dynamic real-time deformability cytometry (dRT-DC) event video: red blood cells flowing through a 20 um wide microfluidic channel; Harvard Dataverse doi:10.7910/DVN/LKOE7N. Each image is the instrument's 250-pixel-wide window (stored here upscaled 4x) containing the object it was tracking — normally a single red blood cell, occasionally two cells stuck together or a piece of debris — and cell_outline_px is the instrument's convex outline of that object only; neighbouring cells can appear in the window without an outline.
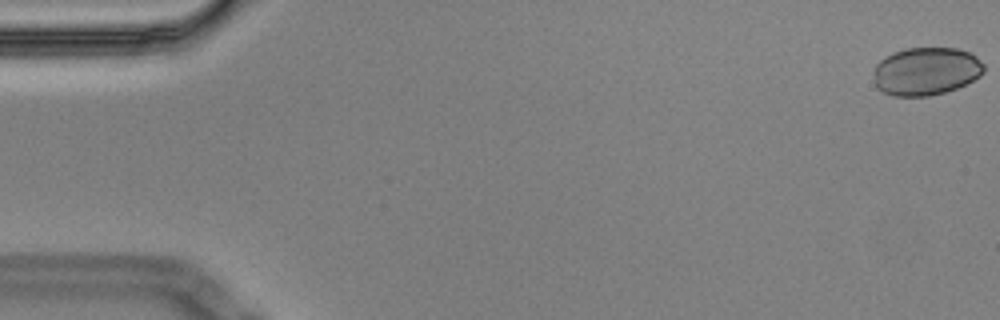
{"species": "Egyptian fruit bat (a non-hibernating species)", "species_latin": "Rousettus aegyptiacus", "temperature_condition": "cold", "stored_images_in_passage": 5, "camera_frame_rate_fps": 3000, "um_per_image_px": 0.085, "animal": {"sex": "male"}, "frame": {"image": 1, "passage_image": 1, "time_ms": 0.0, "image_size_px": [1000, 320], "cell_outline_px": [[984, 72], [980, 76], [956, 88], [944, 92], [928, 96], [892, 96], [876, 88], [872, 72], [876, 64], [884, 56], [892, 52], [908, 48], [956, 48], [968, 52], [976, 56], [984, 64]], "centroid_in_image_um": [78.67, 6.05], "position_along_channel_um": 6.3, "area_um2": 31.04}}